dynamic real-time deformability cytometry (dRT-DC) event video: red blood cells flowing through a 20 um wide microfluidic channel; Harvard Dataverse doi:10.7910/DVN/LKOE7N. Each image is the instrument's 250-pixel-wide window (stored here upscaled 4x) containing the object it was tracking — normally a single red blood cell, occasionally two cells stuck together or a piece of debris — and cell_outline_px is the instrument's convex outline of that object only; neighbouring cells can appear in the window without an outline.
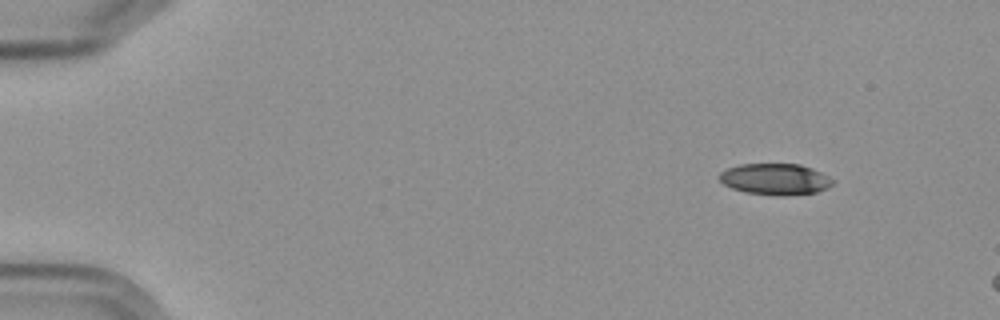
{"species": "Egyptian fruit bat (a non-hibernating species)", "species_latin": "Rousettus aegyptiacus", "temperature_condition": "cold", "stored_images_in_passage": 4, "camera_frame_rate_fps": 3000, "um_per_image_px": 0.085, "frame": {"image": 1, "passage_image": 2, "time_ms": 1.333, "image_size_px": [1000, 320], "cell_outline_px": [[832, 184], [828, 188], [816, 192], [784, 196], [780, 196], [744, 192], [732, 188], [724, 184], [716, 176], [720, 172], [728, 168], [740, 164], [800, 164], [812, 168], [828, 176], [832, 180]], "centroid_in_image_um": [65.86, 15.23], "position_along_channel_um": 19.1, "area_um2": 20.69}}